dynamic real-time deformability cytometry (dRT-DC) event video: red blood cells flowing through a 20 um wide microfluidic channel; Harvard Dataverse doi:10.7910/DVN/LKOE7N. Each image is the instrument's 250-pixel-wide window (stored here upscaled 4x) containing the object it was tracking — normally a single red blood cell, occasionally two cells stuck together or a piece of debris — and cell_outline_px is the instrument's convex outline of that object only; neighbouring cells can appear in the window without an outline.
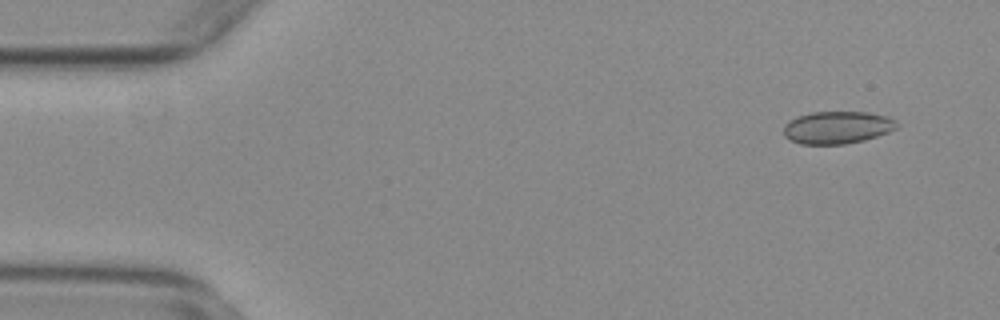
{"species": "common noctule bat (a hibernating species)", "species_latin": "Nyctalus noctula", "temperature_condition": "warm", "stored_images_in_passage": 52, "camera_frame_rate_fps": 3000, "um_per_image_px": 0.085, "animal": {"sex": "female", "body_mass_g": 29.2, "forearm_length_mm": 56.3}, "frame": {"image": 1, "passage_image": 4, "time_ms": 1.0, "image_size_px": [1000, 320], "cell_outline_px": [[900, 124], [896, 128], [888, 132], [864, 140], [844, 144], [800, 144], [784, 136], [784, 124], [796, 116], [812, 112], [868, 112], [888, 116], [896, 120]], "centroid_in_image_um": [71.18, 10.82], "position_along_channel_um": 13.8, "area_um2": 21.5}}
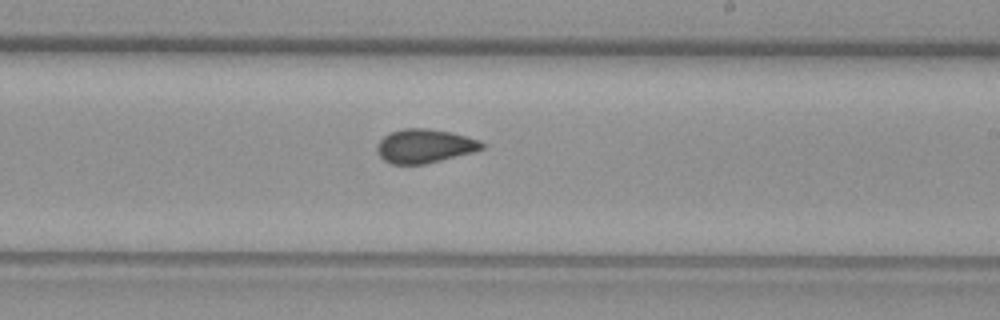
{"frame": {"image": 2, "passage_image": 32, "time_ms": 10.333, "image_size_px": [1000, 320], "cell_outline_px": [[484, 148], [472, 152], [424, 164], [392, 164], [384, 160], [376, 152], [376, 144], [384, 136], [392, 132], [404, 128], [428, 128], [452, 132], [480, 140], [484, 144]], "centroid_in_image_um": [36.07, 12.4], "position_along_channel_um": 252.9, "area_um2": 20.63}}
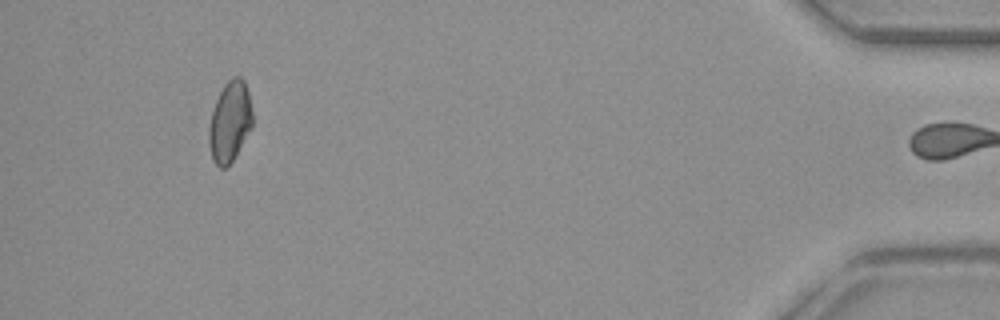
{"frame": {"image": 3, "passage_image": 51, "time_ms": 16.667, "image_size_px": [1000, 320], "cell_outline_px": [[252, 128], [232, 160], [224, 168], [220, 168], [212, 160], [208, 140], [208, 128], [212, 112], [216, 100], [224, 84], [232, 76], [240, 76], [244, 80], [248, 92], [252, 108]], "centroid_in_image_um": [19.53, 10.32], "position_along_channel_um": 415.7, "area_um2": 20.46}, "authors_computed_cell_mechanics": {"area_um2": 20.8947, "velocity_mm_per_s": 3.7537, "shape_relaxation_time_tau1_ms": null, "shape_relaxation_time_tau2_ms": 1.5753, "deformation_change_tau1": null, "deformation_change_tau2": 0.0406}}